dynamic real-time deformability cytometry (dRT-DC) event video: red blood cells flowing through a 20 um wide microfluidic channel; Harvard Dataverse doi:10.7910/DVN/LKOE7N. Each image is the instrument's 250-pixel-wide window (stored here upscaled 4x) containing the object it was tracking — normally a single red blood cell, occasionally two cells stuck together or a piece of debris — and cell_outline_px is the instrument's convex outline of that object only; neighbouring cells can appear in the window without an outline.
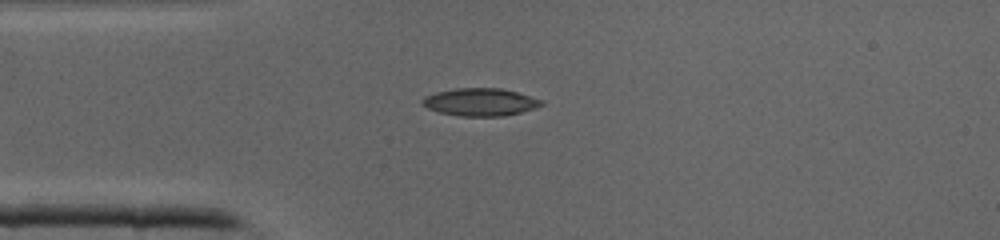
{"species": "common noctule bat (a hibernating species)", "species_latin": "Nyctalus noctula", "temperature_condition": "cold", "stored_images_in_passage": 32, "camera_frame_rate_fps": 3000, "um_per_image_px": 0.085, "animal": {"sex": "male", "body_mass_g": 19.0, "forearm_length_mm": 50.8}, "frame": {"image": 1, "passage_image": 1, "time_ms": 0.0, "image_size_px": [1000, 240], "cell_outline_px": [[544, 104], [536, 108], [504, 116], [460, 116], [440, 112], [428, 108], [420, 104], [420, 100], [424, 96], [436, 92], [456, 88], [500, 88], [516, 92], [544, 100]], "centroid_in_image_um": [40.81, 8.67], "position_along_channel_um": 44.2, "area_um2": 19.25}}
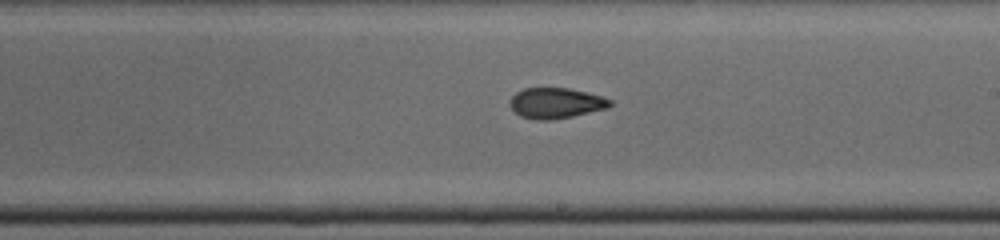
{"frame": {"image": 2, "passage_image": 14, "time_ms": 4.333, "image_size_px": [1000, 240], "cell_outline_px": [[612, 104], [608, 108], [572, 116], [548, 120], [536, 120], [520, 116], [508, 104], [512, 96], [516, 92], [524, 88], [568, 88], [600, 96], [612, 100]], "centroid_in_image_um": [47.22, 8.76], "position_along_channel_um": 241.8, "area_um2": 17.69}}
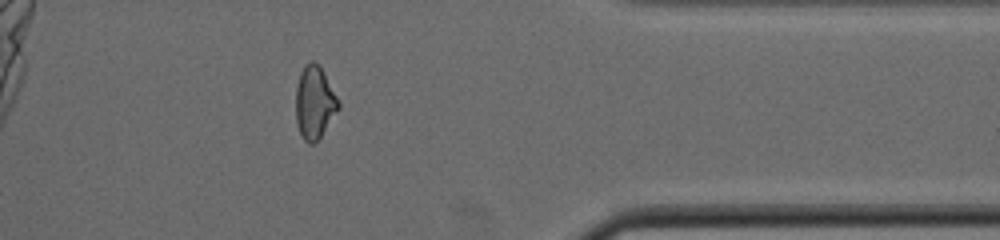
{"frame": {"image": 3, "passage_image": 24, "time_ms": 7.667, "image_size_px": [1000, 240], "cell_outline_px": [[340, 108], [320, 136], [312, 144], [308, 144], [304, 140], [300, 132], [296, 120], [296, 88], [300, 72], [304, 64], [308, 60], [312, 60], [320, 64], [340, 104]], "centroid_in_image_um": [26.73, 8.66], "position_along_channel_um": 384.7, "area_um2": 18.03}}